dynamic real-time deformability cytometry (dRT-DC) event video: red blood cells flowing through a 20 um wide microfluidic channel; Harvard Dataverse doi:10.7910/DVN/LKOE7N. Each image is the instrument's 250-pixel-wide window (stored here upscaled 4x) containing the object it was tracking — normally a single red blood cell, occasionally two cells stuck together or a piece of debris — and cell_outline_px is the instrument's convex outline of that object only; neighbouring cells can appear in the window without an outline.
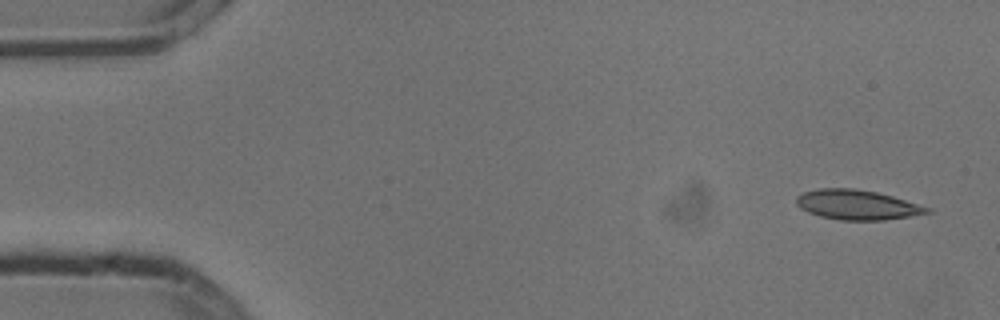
{"species": "common noctule bat (a hibernating species)", "species_latin": "Nyctalus noctula", "temperature_condition": "cold", "stored_images_in_passage": 4, "camera_frame_rate_fps": 3000, "um_per_image_px": 0.085, "animal": {"sex": "male", "body_mass_g": 13.3}, "frame": {"image": 1, "passage_image": 1, "time_ms": 0.0, "image_size_px": [1000, 320], "cell_outline_px": [[932, 212], [912, 216], [884, 220], [840, 220], [820, 216], [808, 212], [800, 208], [796, 204], [796, 196], [804, 192], [820, 188], [852, 188], [876, 192], [892, 196], [932, 208]], "centroid_in_image_um": [72.86, 17.41], "position_along_channel_um": 12.1, "area_um2": 22.72}}